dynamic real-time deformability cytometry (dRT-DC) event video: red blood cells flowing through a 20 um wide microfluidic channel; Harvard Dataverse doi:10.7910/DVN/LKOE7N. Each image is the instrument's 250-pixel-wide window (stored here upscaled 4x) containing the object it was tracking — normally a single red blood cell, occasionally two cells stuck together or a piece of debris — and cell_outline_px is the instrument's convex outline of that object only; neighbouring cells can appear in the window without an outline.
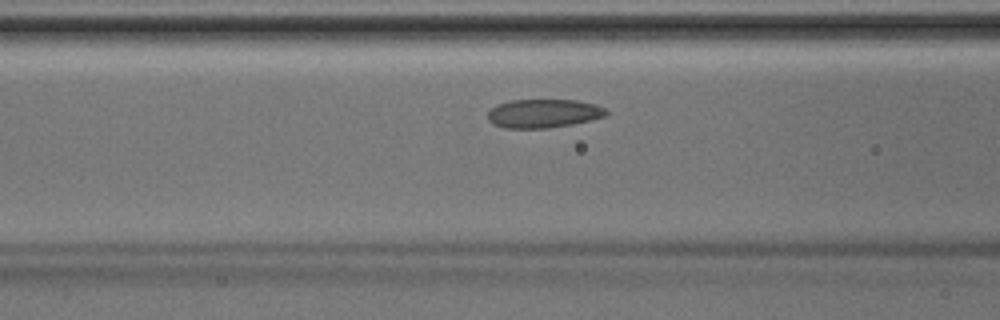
{"species": "Egyptian fruit bat (a non-hibernating species)", "species_latin": "Rousettus aegyptiacus", "temperature_condition": "room temperature", "stored_images_in_passage": 33, "camera_frame_rate_fps": 3000, "um_per_image_px": 0.085, "animal": {"sex": "male"}, "frame": {"image": 1, "passage_image": 6, "time_ms": 1.667, "image_size_px": [1000, 320], "cell_outline_px": [[608, 116], [572, 124], [548, 128], [504, 128], [492, 124], [488, 120], [488, 112], [496, 104], [512, 100], [576, 100], [596, 104], [604, 108], [608, 112]], "centroid_in_image_um": [46.2, 9.64], "position_along_channel_um": 120.4, "area_um2": 19.88}}
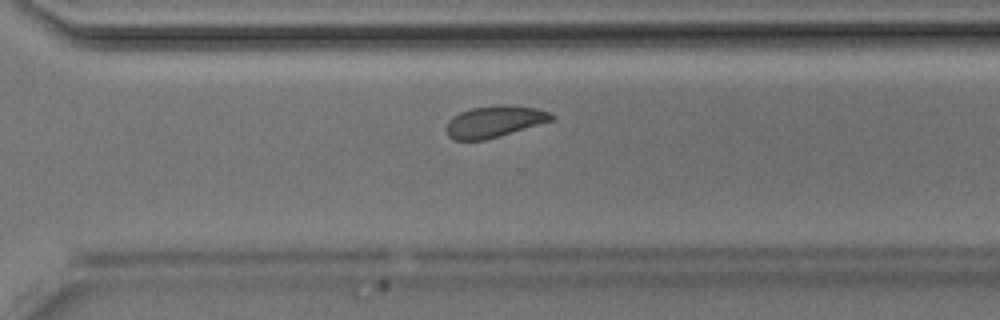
{"frame": {"image": 2, "passage_image": 20, "time_ms": 6.333, "image_size_px": [1000, 320], "cell_outline_px": [[556, 120], [500, 136], [484, 140], [456, 140], [448, 136], [444, 128], [448, 120], [452, 116], [460, 112], [472, 108], [496, 104], [500, 104], [536, 108], [552, 112], [556, 116]], "centroid_in_image_um": [42.05, 10.33], "position_along_channel_um": 328.5, "area_um2": 19.77}}
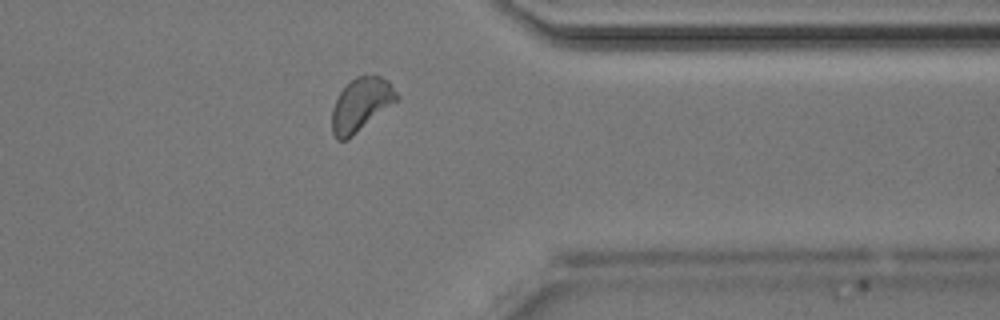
{"frame": {"image": 3, "passage_image": 24, "time_ms": 7.667, "image_size_px": [1000, 320], "cell_outline_px": [[400, 100], [348, 140], [336, 140], [332, 132], [332, 108], [340, 92], [356, 76], [380, 76], [388, 80], [400, 96]], "centroid_in_image_um": [30.72, 8.92], "position_along_channel_um": 380.7, "area_um2": 20.35}}